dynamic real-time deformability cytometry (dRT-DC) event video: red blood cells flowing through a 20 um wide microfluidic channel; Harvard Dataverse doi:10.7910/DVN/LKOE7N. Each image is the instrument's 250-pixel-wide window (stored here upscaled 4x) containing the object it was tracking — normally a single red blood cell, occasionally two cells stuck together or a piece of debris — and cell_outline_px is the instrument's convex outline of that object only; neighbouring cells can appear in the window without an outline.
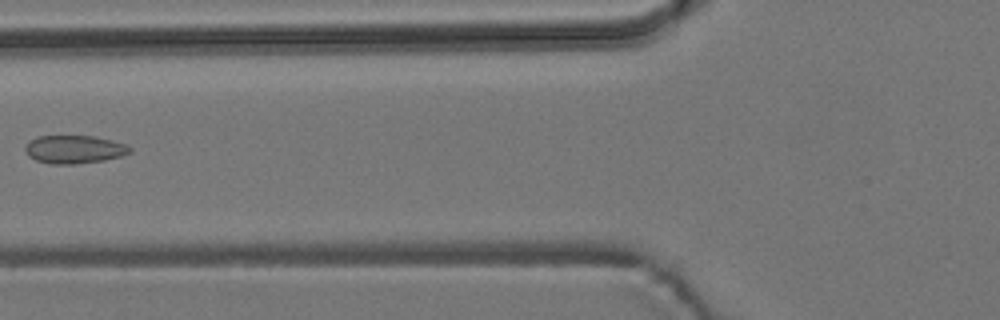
{"species": "common noctule bat (a hibernating species)", "species_latin": "Nyctalus noctula", "temperature_condition": "room temperature", "stored_images_in_passage": 6, "camera_frame_rate_fps": 3000, "um_per_image_px": 0.085, "animal": {"sex": "male", "body_mass_g": 19.2, "forearm_length_mm": 51.8}, "frame": {"image": 1, "passage_image": 5, "time_ms": 4.667, "image_size_px": [1000, 320], "cell_outline_px": [[132, 152], [120, 156], [104, 160], [76, 164], [48, 164], [36, 160], [28, 156], [24, 148], [28, 140], [36, 136], [96, 136], [128, 144], [132, 148]], "centroid_in_image_um": [6.31, 12.69], "position_along_channel_um": 119.5, "area_um2": 17.46}}
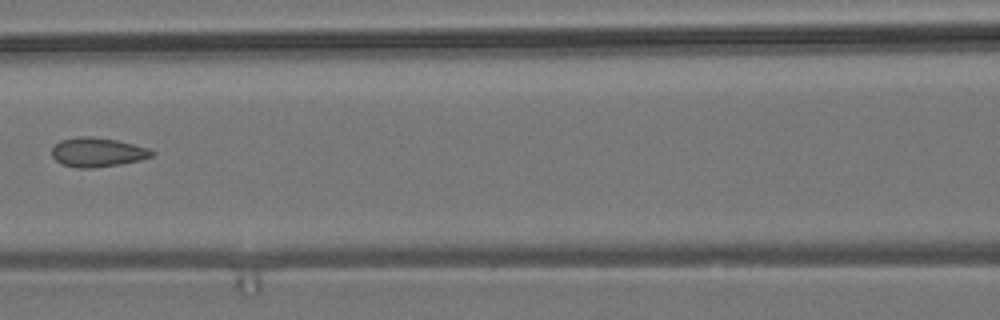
{"frame": {"image": 2, "passage_image": 6, "time_ms": 5.667, "image_size_px": [1000, 320], "cell_outline_px": [[156, 152], [152, 156], [140, 160], [120, 164], [92, 168], [76, 168], [60, 164], [52, 156], [52, 148], [60, 140], [80, 136], [92, 136], [116, 140], [148, 148]], "centroid_in_image_um": [8.26, 12.94], "position_along_channel_um": 158.3, "area_um2": 17.05}}